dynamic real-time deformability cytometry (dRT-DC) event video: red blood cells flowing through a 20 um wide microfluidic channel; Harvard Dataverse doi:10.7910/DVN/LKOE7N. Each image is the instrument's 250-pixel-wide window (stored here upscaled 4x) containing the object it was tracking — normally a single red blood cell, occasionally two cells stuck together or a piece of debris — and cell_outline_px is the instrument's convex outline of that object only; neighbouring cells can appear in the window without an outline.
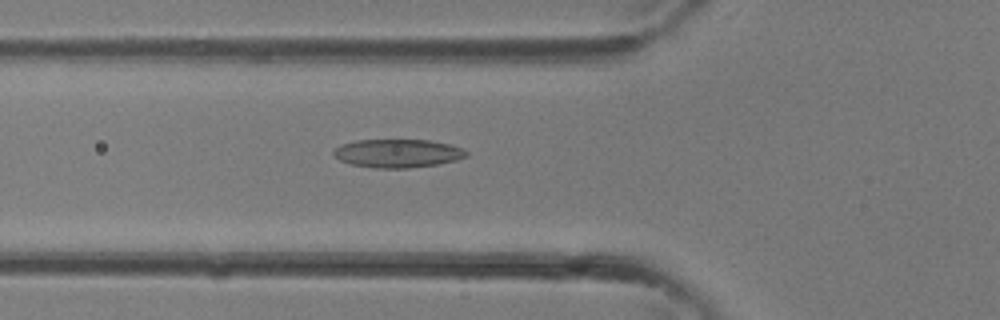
{"species": "common noctule bat (a hibernating species)", "species_latin": "Nyctalus noctula", "temperature_condition": "room temperature", "stored_images_in_passage": 29, "camera_frame_rate_fps": 3000, "um_per_image_px": 0.085, "animal": {"sex": "female"}, "frame": {"image": 1, "passage_image": 8, "time_ms": 2.333, "image_size_px": [1000, 320], "cell_outline_px": [[468, 156], [456, 160], [436, 164], [408, 168], [376, 168], [352, 164], [340, 160], [332, 156], [332, 152], [340, 144], [356, 140], [428, 140], [448, 144], [464, 148], [468, 152]], "centroid_in_image_um": [33.79, 13.03], "position_along_channel_um": 92.0, "area_um2": 21.96}}
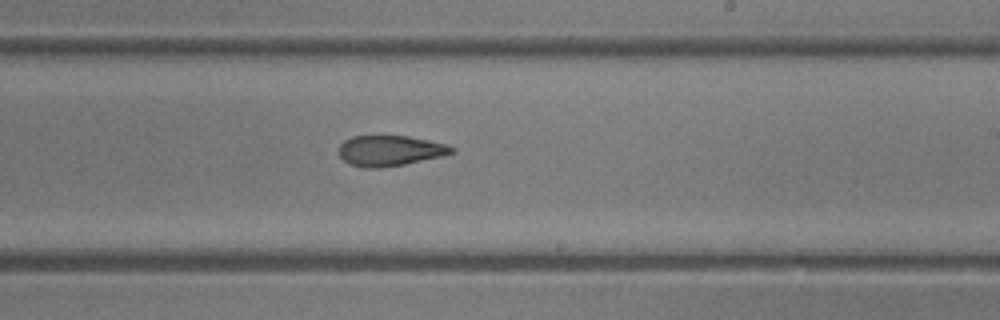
{"frame": {"image": 2, "passage_image": 16, "time_ms": 5.0, "image_size_px": [1000, 320], "cell_outline_px": [[456, 152], [444, 156], [404, 164], [380, 168], [364, 168], [348, 164], [340, 156], [340, 144], [344, 140], [352, 136], [408, 136], [448, 144], [456, 148]], "centroid_in_image_um": [33.19, 12.81], "position_along_channel_um": 255.8, "area_um2": 20.23}}
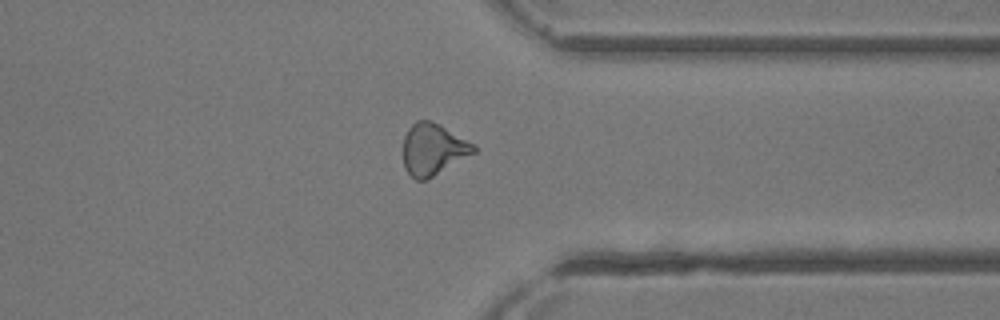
{"frame": {"image": 3, "passage_image": 22, "time_ms": 7.0, "image_size_px": [1000, 320], "cell_outline_px": [[476, 152], [432, 176], [424, 180], [416, 180], [404, 168], [404, 136], [408, 128], [416, 120], [428, 120], [440, 124], [476, 144]], "centroid_in_image_um": [36.82, 12.66], "position_along_channel_um": 374.6, "area_um2": 21.1}}